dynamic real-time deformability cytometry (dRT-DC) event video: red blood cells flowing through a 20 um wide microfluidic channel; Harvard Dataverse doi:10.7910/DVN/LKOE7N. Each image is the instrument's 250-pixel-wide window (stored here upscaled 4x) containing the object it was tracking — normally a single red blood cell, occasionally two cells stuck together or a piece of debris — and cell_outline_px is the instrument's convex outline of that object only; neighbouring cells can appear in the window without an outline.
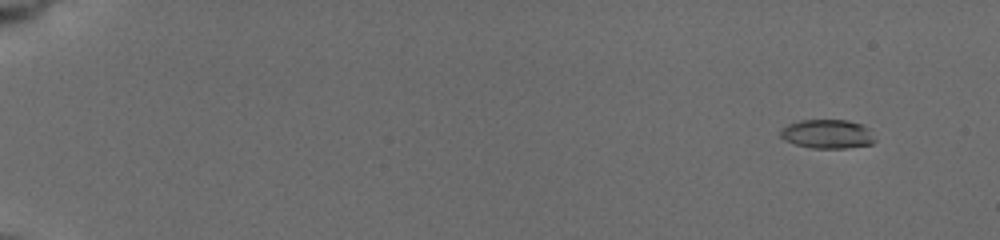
{"species": "common noctule bat (a hibernating species)", "species_latin": "Nyctalus noctula", "temperature_condition": "cold", "stored_images_in_passage": 36, "camera_frame_rate_fps": 3000, "um_per_image_px": 0.085, "animal": {"sex": "female", "body_mass_g": 19.5, "forearm_length_mm": 54.1}, "frame": {"image": 1, "passage_image": 3, "time_ms": 1.333, "image_size_px": [1000, 240], "cell_outline_px": [[876, 140], [872, 144], [844, 148], [812, 148], [796, 144], [784, 140], [780, 136], [780, 132], [788, 124], [800, 120], [844, 120], [860, 124], [868, 128]], "centroid_in_image_um": [70.32, 11.39], "position_along_channel_um": 14.7, "area_um2": 15.78}}
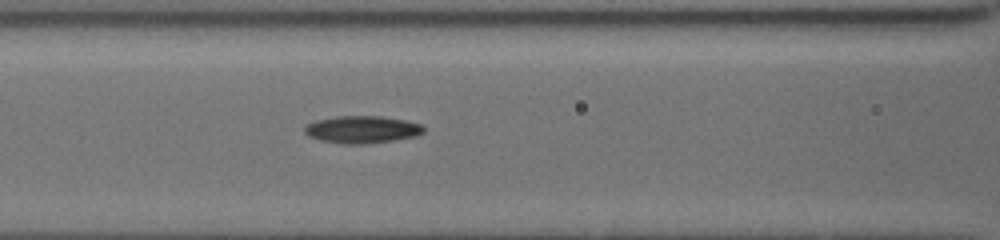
{"frame": {"image": 2, "passage_image": 22, "time_ms": 9.0, "image_size_px": [1000, 240], "cell_outline_px": [[424, 132], [416, 136], [392, 140], [364, 144], [344, 144], [320, 140], [308, 136], [304, 132], [304, 128], [308, 124], [316, 120], [336, 116], [384, 116], [408, 120], [420, 124], [424, 128]], "centroid_in_image_um": [30.78, 11.0], "position_along_channel_um": 135.8, "area_um2": 19.02}}
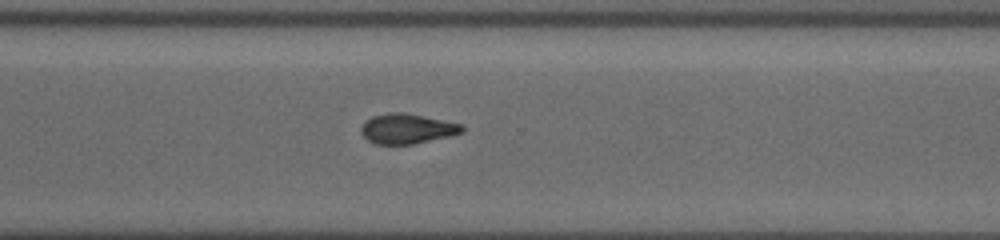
{"frame": {"image": 3, "passage_image": 36, "time_ms": 14.333, "image_size_px": [1000, 240], "cell_outline_px": [[464, 132], [448, 136], [412, 144], [376, 144], [368, 140], [360, 132], [360, 128], [372, 116], [388, 112], [404, 112], [464, 124]], "centroid_in_image_um": [34.62, 10.93], "position_along_channel_um": 336.0, "area_um2": 17.57}}